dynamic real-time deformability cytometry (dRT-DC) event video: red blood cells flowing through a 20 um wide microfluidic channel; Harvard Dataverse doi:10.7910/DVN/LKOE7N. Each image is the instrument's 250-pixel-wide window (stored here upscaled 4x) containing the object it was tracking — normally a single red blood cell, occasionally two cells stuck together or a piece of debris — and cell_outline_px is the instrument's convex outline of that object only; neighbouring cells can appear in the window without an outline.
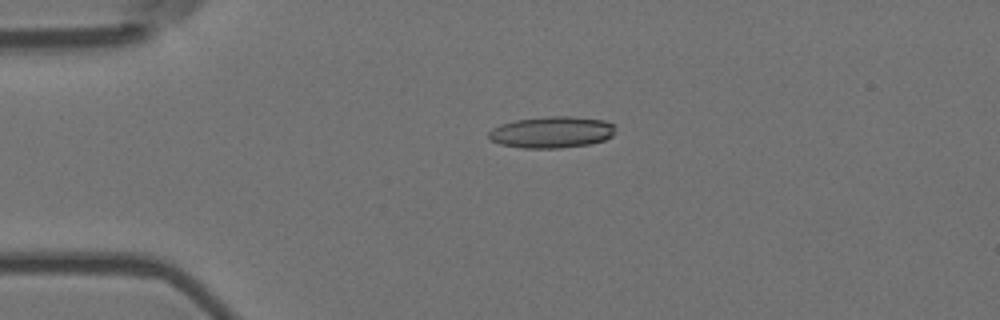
{"species": "Egyptian fruit bat (a non-hibernating species)", "species_latin": "Rousettus aegyptiacus", "temperature_condition": "room temperature", "stored_images_in_passage": 48, "camera_frame_rate_fps": 3000, "um_per_image_px": 0.085, "animal": {"sex": "female"}, "frame": {"image": 1, "passage_image": 5, "time_ms": 1.333, "image_size_px": [1000, 320], "cell_outline_px": [[612, 136], [604, 140], [588, 144], [560, 148], [524, 148], [500, 144], [492, 140], [488, 136], [488, 132], [492, 128], [500, 124], [516, 120], [548, 116], [572, 116], [604, 120], [612, 124]], "centroid_in_image_um": [46.86, 11.23], "position_along_channel_um": 38.1, "area_um2": 23.06}}
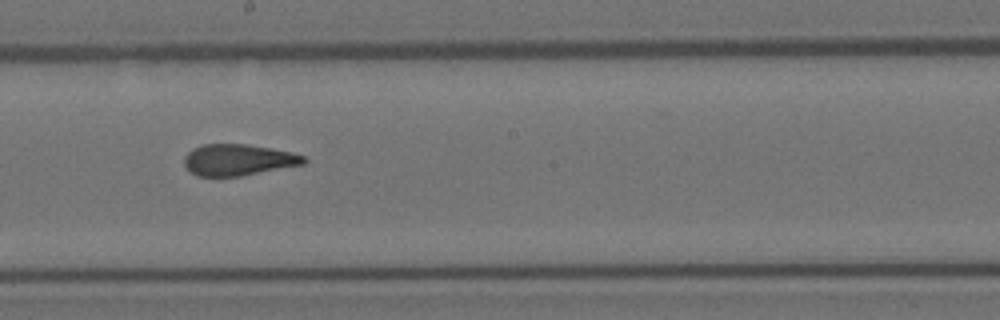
{"frame": {"image": 2, "passage_image": 23, "time_ms": 7.333, "image_size_px": [1000, 320], "cell_outline_px": [[308, 160], [304, 164], [240, 176], [196, 176], [184, 164], [184, 156], [192, 148], [204, 144], [244, 144], [292, 152], [304, 156]], "centroid_in_image_um": [20.24, 13.59], "position_along_channel_um": 228.0, "area_um2": 21.68}}
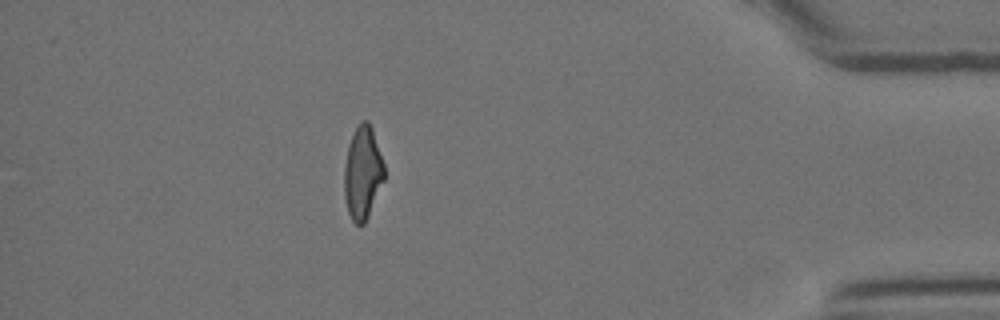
{"frame": {"image": 3, "passage_image": 41, "time_ms": 13.333, "image_size_px": [1000, 320], "cell_outline_px": [[384, 180], [368, 216], [364, 224], [356, 224], [352, 220], [348, 212], [344, 196], [344, 164], [348, 144], [360, 120], [368, 120], [372, 128], [384, 164]], "centroid_in_image_um": [30.81, 14.68], "position_along_channel_um": 404.4, "area_um2": 21.68}, "authors_computed_cell_mechanics": {"area_um2": 22.542, "velocity_mm_per_s": 3.7071, "shape_relaxation_time_tau1_ms": null, "shape_relaxation_time_tau2_ms": 1.7561, "deformation_change_tau1": null, "deformation_change_tau2": 0.1121}}